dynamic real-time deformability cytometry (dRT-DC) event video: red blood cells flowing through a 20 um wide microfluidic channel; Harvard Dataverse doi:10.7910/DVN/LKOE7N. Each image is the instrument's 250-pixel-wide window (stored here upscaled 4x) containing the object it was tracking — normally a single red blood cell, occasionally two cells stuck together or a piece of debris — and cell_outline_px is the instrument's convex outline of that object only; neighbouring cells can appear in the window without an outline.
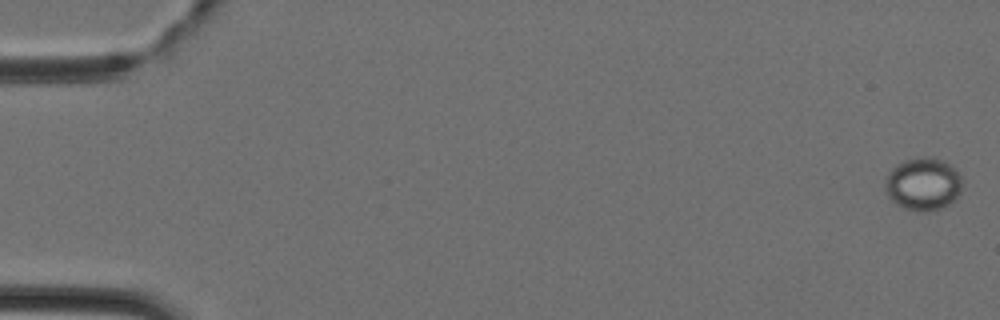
{"species": "Egyptian fruit bat (a non-hibernating species)", "species_latin": "Rousettus aegyptiacus", "temperature_condition": "cold", "stored_images_in_passage": 6, "camera_frame_rate_fps": 3000, "um_per_image_px": 0.085, "animal": {"sex": "female"}, "frame": {"image": 1, "passage_image": 1, "time_ms": 0.0, "image_size_px": [1000, 320], "cell_outline_px": [[964, 180], [960, 192], [948, 204], [940, 208], [928, 212], [920, 212], [904, 208], [896, 204], [888, 196], [884, 188], [884, 180], [888, 172], [896, 164], [904, 160], [944, 160], [960, 172]], "centroid_in_image_um": [78.46, 15.68], "position_along_channel_um": 6.5, "area_um2": 23.52}}